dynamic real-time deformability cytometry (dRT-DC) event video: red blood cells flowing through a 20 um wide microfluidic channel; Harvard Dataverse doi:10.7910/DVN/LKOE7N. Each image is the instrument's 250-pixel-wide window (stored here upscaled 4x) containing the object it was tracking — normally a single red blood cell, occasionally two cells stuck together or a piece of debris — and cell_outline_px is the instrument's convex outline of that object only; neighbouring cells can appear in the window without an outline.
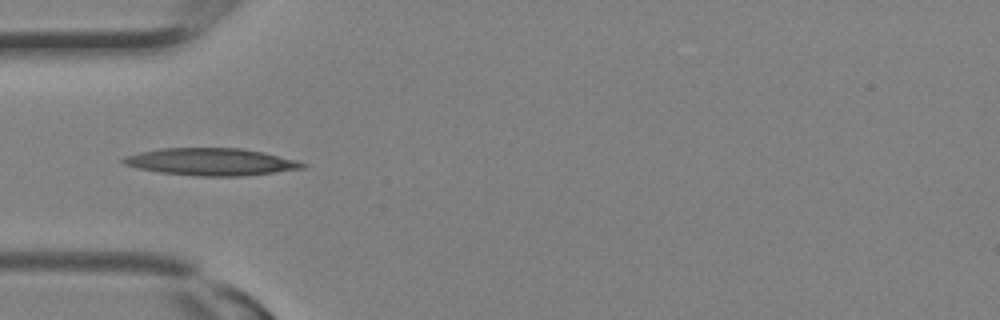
{"species": "Egyptian fruit bat (a non-hibernating species)", "species_latin": "Rousettus aegyptiacus", "temperature_condition": "room temperature", "stored_images_in_passage": 12, "camera_frame_rate_fps": 3000, "um_per_image_px": 0.085, "animal": {"sex": "female"}, "frame": {"image": 1, "passage_image": 9, "time_ms": 2.667, "image_size_px": [1000, 320], "cell_outline_px": [[308, 164], [304, 168], [240, 176], [200, 176], [160, 172], [140, 168], [124, 164], [120, 160], [124, 156], [140, 152], [160, 148], [240, 148], [264, 152], [296, 160]], "centroid_in_image_um": [17.93, 13.74], "position_along_channel_um": 67.1, "area_um2": 28.21}}
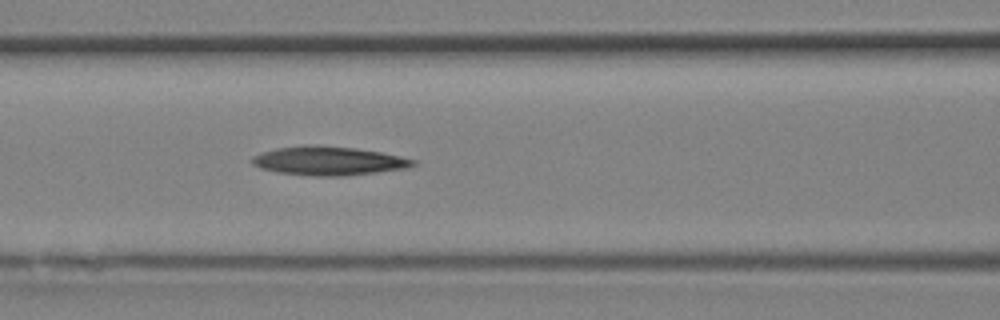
{"frame": {"image": 2, "passage_image": 12, "time_ms": 3.667, "image_size_px": [1000, 320], "cell_outline_px": [[416, 164], [404, 168], [376, 172], [340, 176], [312, 176], [276, 172], [260, 168], [252, 164], [252, 156], [276, 148], [304, 144], [316, 144], [356, 148], [380, 152], [400, 156], [416, 160]], "centroid_in_image_um": [27.89, 13.66], "position_along_channel_um": 138.7, "area_um2": 27.05}}